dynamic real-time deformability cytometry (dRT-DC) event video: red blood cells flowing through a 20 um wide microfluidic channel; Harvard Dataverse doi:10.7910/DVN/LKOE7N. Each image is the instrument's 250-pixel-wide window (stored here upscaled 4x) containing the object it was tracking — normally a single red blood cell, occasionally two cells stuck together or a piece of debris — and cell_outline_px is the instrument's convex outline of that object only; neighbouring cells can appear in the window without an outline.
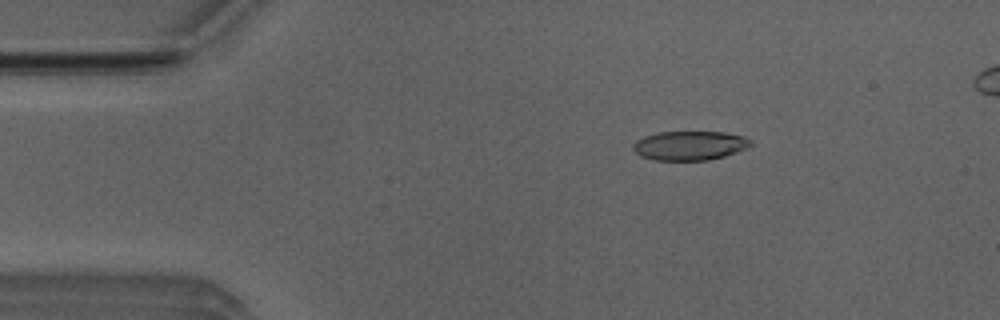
{"species": "Egyptian fruit bat (a non-hibernating species)", "species_latin": "Rousettus aegyptiacus", "temperature_condition": "room temperature", "stored_images_in_passage": 7, "camera_frame_rate_fps": 3000, "um_per_image_px": 0.085, "animal": {"sex": "male"}, "frame": {"image": 1, "passage_image": 2, "time_ms": 0.333, "image_size_px": [1000, 320], "cell_outline_px": [[752, 144], [736, 152], [724, 156], [708, 160], [656, 160], [640, 156], [632, 148], [632, 144], [636, 140], [644, 136], [660, 132], [724, 132], [744, 136], [752, 140]], "centroid_in_image_um": [58.6, 12.37], "position_along_channel_um": 26.4, "area_um2": 19.94}}